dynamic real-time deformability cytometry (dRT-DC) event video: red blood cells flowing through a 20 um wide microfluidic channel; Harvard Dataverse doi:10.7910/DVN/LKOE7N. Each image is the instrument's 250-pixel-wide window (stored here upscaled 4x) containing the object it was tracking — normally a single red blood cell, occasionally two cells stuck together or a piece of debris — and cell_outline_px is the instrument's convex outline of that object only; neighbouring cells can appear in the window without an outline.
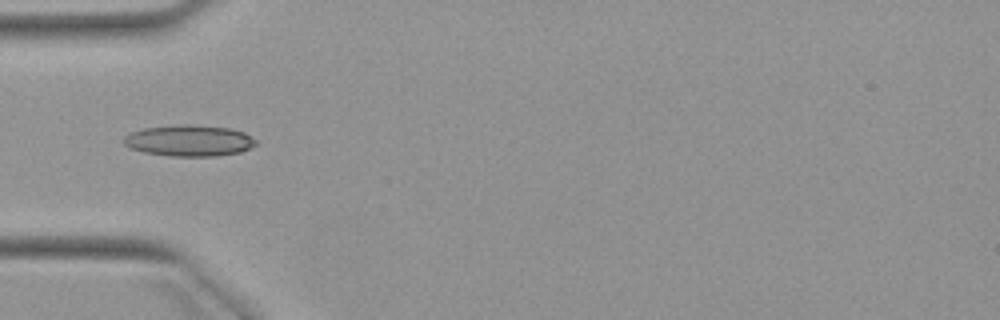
{"species": "Egyptian fruit bat (a non-hibernating species)", "species_latin": "Rousettus aegyptiacus", "temperature_condition": "warm", "stored_images_in_passage": 6, "camera_frame_rate_fps": 3000, "um_per_image_px": 0.085, "animal": {"sex": "female"}, "frame": {"image": 1, "passage_image": 5, "time_ms": 4.667, "image_size_px": [1000, 320], "cell_outline_px": [[256, 144], [240, 152], [216, 156], [172, 156], [144, 152], [132, 148], [124, 144], [120, 140], [124, 136], [132, 132], [144, 128], [180, 124], [188, 124], [228, 128], [244, 132], [256, 140]], "centroid_in_image_um": [16.05, 11.95], "position_along_channel_um": 68.9, "area_um2": 23.93}}
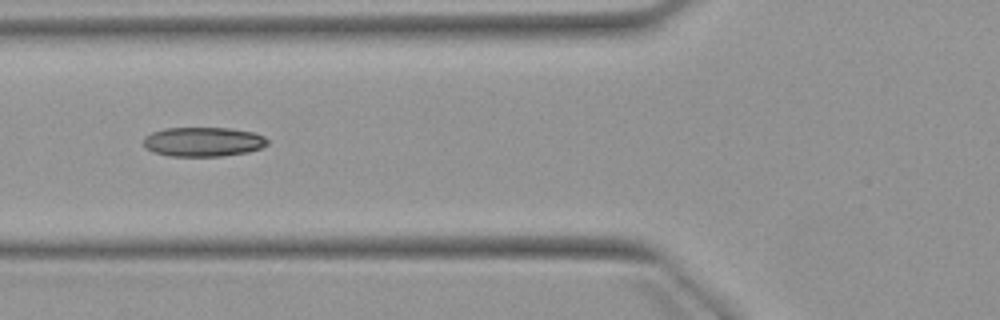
{"frame": {"image": 2, "passage_image": 6, "time_ms": 5.667, "image_size_px": [1000, 320], "cell_outline_px": [[268, 144], [260, 148], [248, 152], [224, 156], [168, 156], [152, 152], [144, 148], [144, 136], [152, 132], [164, 128], [228, 128], [252, 132], [264, 136], [268, 140]], "centroid_in_image_um": [17.24, 12.06], "position_along_channel_um": 108.6, "area_um2": 21.39}}